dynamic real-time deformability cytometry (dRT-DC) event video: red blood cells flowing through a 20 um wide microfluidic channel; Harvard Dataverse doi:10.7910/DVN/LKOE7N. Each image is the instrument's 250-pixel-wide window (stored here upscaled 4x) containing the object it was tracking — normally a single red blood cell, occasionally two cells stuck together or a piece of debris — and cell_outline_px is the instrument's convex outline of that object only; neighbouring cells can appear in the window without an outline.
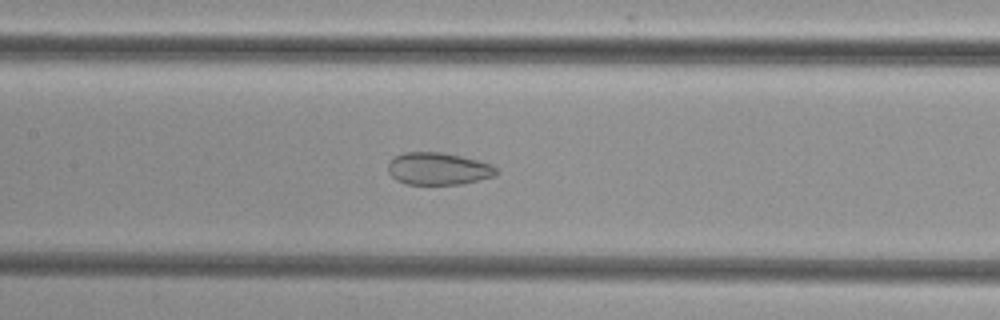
{"species": "common noctule bat (a hibernating species)", "species_latin": "Nyctalus noctula", "temperature_condition": "cold", "stored_images_in_passage": 46, "camera_frame_rate_fps": 3000, "um_per_image_px": 0.085, "animal": {"sex": "female", "body_mass_g": 29.2, "forearm_length_mm": 56.3}, "frame": {"image": 1, "passage_image": 19, "time_ms": 6.0, "image_size_px": [1000, 320], "cell_outline_px": [[500, 172], [496, 176], [460, 184], [404, 184], [396, 180], [388, 172], [388, 160], [392, 156], [404, 152], [440, 152], [460, 156], [492, 164]], "centroid_in_image_um": [37.22, 14.34], "position_along_channel_um": 170.2, "area_um2": 20.58}}
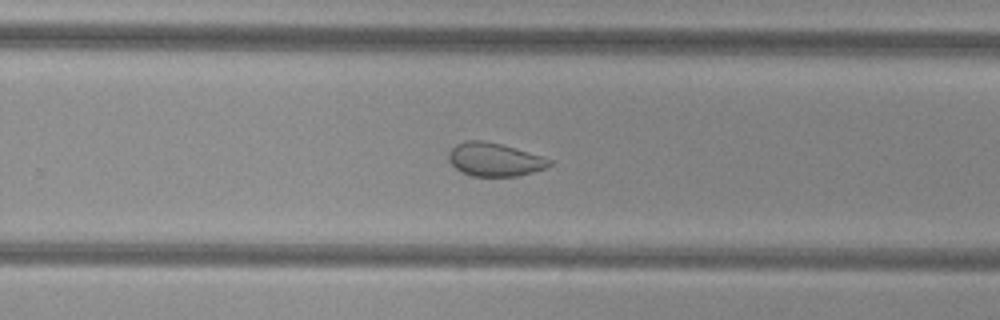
{"frame": {"image": 2, "passage_image": 28, "time_ms": 9.0, "image_size_px": [1000, 320], "cell_outline_px": [[552, 164], [544, 168], [532, 172], [516, 176], [472, 176], [460, 172], [448, 160], [448, 152], [456, 144], [468, 140], [484, 140], [500, 144], [540, 156], [552, 160]], "centroid_in_image_um": [41.98, 13.56], "position_along_channel_um": 287.8, "area_um2": 19.36}}
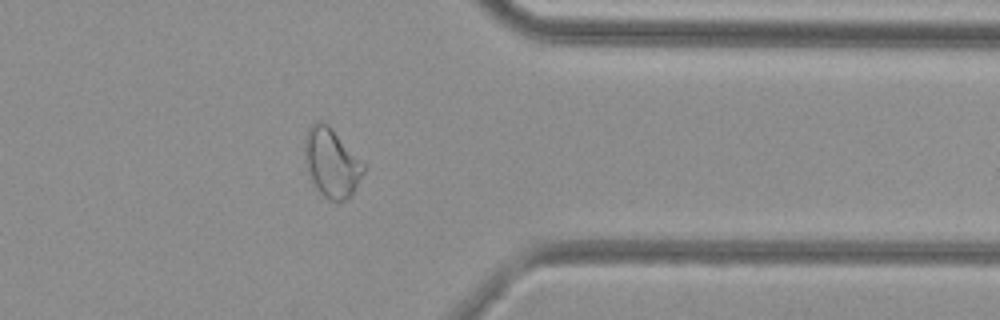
{"frame": {"image": 3, "passage_image": 36, "time_ms": 11.667, "image_size_px": [1000, 320], "cell_outline_px": [[364, 172], [352, 192], [344, 200], [336, 204], [324, 196], [316, 188], [308, 176], [304, 160], [304, 136], [308, 128], [316, 120], [320, 120], [328, 124], [332, 128], [364, 164]], "centroid_in_image_um": [28.12, 13.82], "position_along_channel_um": 383.3, "area_um2": 23.7}}